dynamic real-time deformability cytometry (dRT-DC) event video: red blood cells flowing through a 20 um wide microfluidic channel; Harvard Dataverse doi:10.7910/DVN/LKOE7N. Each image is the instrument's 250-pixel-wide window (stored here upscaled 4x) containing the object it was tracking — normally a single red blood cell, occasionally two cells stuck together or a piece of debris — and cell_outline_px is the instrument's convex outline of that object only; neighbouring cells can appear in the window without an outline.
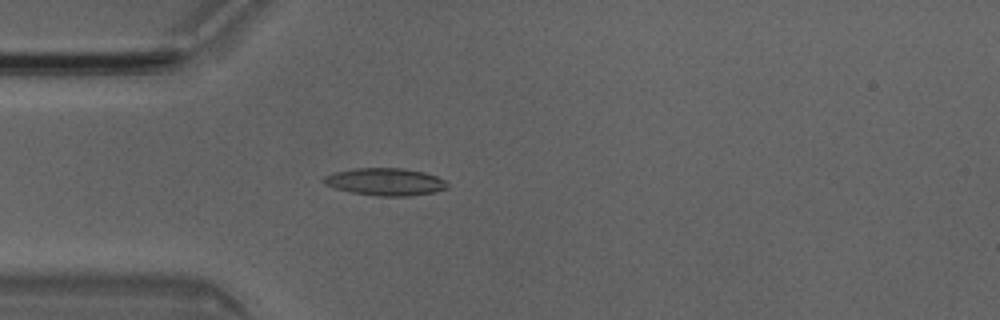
{"species": "Egyptian fruit bat (a non-hibernating species)", "species_latin": "Rousettus aegyptiacus", "temperature_condition": "room temperature", "stored_images_in_passage": 4, "camera_frame_rate_fps": 3000, "um_per_image_px": 0.085, "animal": {"sex": "male"}, "frame": {"image": 1, "passage_image": 4, "time_ms": 1.0, "image_size_px": [1000, 320], "cell_outline_px": [[448, 188], [436, 192], [408, 196], [376, 196], [352, 192], [332, 188], [324, 184], [320, 180], [324, 176], [336, 172], [356, 168], [404, 168], [424, 172], [436, 176], [444, 180], [448, 184]], "centroid_in_image_um": [32.74, 15.46], "position_along_channel_um": 52.3, "area_um2": 19.88}}